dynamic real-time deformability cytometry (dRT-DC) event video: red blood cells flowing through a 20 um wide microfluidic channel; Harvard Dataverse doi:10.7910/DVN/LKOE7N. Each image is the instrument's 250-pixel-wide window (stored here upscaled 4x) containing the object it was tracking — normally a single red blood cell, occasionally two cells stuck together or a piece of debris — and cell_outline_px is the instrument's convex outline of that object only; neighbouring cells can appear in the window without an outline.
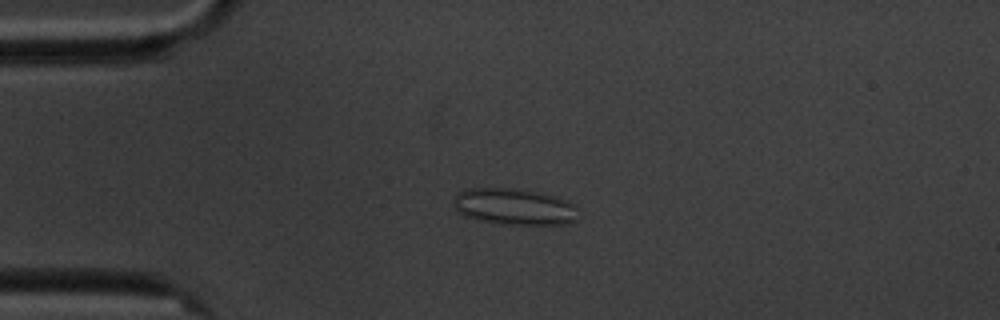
{"species": "common noctule bat (a hibernating species)", "species_latin": "Nyctalus noctula", "temperature_condition": "cold", "stored_images_in_passage": 5, "camera_frame_rate_fps": 3000, "um_per_image_px": 0.085, "animal": {"sex": "male", "body_mass_g": 20.1, "forearm_length_mm": 53.5}, "frame": {"image": 1, "passage_image": 3, "time_ms": 2.333, "image_size_px": [1000, 320], "cell_outline_px": [[580, 208], [576, 220], [568, 224], [504, 224], [476, 220], [464, 216], [456, 212], [452, 200], [460, 192], [468, 188], [512, 188], [536, 192], [568, 200], [576, 204]], "centroid_in_image_um": [43.73, 17.58], "position_along_channel_um": 41.3, "area_um2": 26.76}}